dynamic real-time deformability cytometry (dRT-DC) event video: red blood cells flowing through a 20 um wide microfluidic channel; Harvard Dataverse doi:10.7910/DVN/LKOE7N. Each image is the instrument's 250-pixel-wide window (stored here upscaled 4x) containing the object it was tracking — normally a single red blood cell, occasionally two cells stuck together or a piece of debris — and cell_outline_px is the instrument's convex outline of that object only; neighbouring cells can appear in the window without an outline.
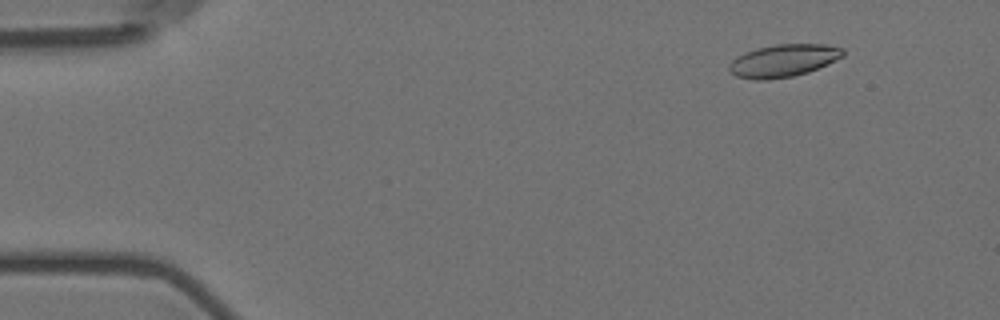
{"species": "Egyptian fruit bat (a non-hibernating species)", "species_latin": "Rousettus aegyptiacus", "temperature_condition": "room temperature", "stored_images_in_passage": 5, "camera_frame_rate_fps": 3000, "um_per_image_px": 0.085, "animal": {"sex": "female"}, "frame": {"image": 1, "passage_image": 2, "time_ms": 0.333, "image_size_px": [1000, 320], "cell_outline_px": [[844, 56], [828, 64], [808, 72], [792, 76], [768, 80], [756, 80], [736, 76], [728, 68], [728, 64], [736, 56], [744, 52], [756, 48], [776, 44], [824, 44], [844, 48]], "centroid_in_image_um": [66.58, 5.15], "position_along_channel_um": 18.4, "area_um2": 21.73}}
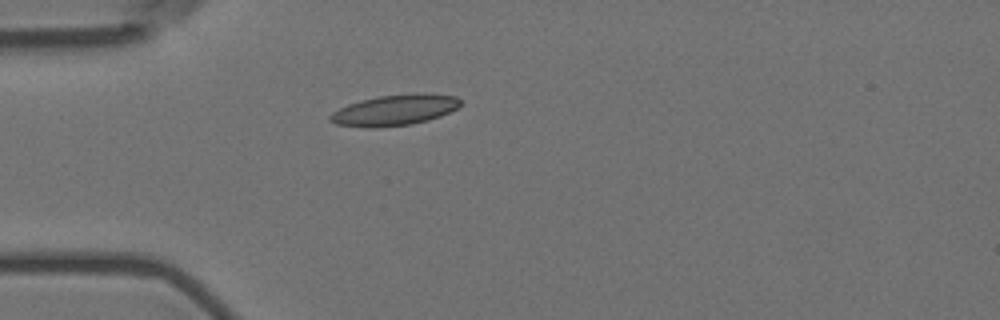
{"frame": {"image": 2, "passage_image": 5, "time_ms": 1.333, "image_size_px": [1000, 320], "cell_outline_px": [[460, 104], [456, 108], [440, 116], [428, 120], [412, 124], [372, 128], [364, 128], [336, 124], [328, 120], [328, 116], [332, 112], [348, 104], [360, 100], [380, 96], [456, 96], [460, 100]], "centroid_in_image_um": [33.41, 9.42], "position_along_channel_um": 51.6, "area_um2": 22.37}}